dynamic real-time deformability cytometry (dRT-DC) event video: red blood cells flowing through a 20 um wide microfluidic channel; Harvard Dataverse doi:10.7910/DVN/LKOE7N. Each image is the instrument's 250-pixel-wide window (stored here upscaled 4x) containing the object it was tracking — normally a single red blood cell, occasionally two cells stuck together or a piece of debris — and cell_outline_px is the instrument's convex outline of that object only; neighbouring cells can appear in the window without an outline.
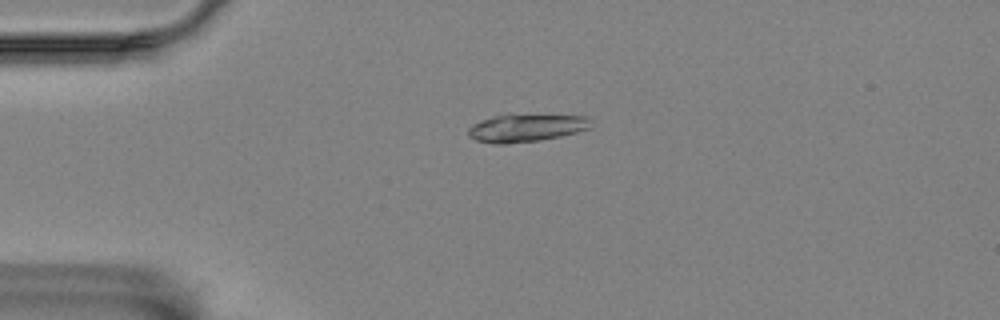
{"species": "Egyptian fruit bat (a non-hibernating species)", "species_latin": "Rousettus aegyptiacus", "temperature_condition": "room temperature", "stored_images_in_passage": 5, "camera_frame_rate_fps": 3000, "um_per_image_px": 0.085, "animal": {"sex": "female"}, "frame": {"image": 1, "passage_image": 4, "time_ms": 3.667, "image_size_px": [1000, 320], "cell_outline_px": [[592, 128], [560, 136], [540, 140], [504, 144], [492, 144], [476, 140], [468, 136], [468, 128], [472, 124], [480, 120], [492, 116], [508, 112], [588, 116]], "centroid_in_image_um": [44.7, 10.82], "position_along_channel_um": 40.3, "area_um2": 20.75}}